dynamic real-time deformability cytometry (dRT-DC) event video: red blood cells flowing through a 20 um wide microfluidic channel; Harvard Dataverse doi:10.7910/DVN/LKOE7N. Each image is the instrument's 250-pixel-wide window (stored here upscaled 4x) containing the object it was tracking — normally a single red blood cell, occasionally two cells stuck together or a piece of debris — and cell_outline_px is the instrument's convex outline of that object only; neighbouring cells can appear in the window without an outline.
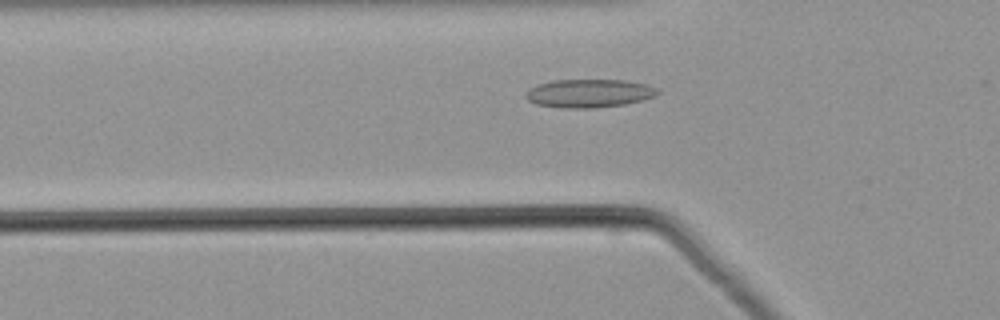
{"species": "common noctule bat (a hibernating species)", "species_latin": "Nyctalus noctula", "temperature_condition": "warm", "stored_images_in_passage": 8, "camera_frame_rate_fps": 3000, "um_per_image_px": 0.085, "animal": {"sex": "male", "body_mass_g": 21.5, "forearm_length_mm": 52.0}, "frame": {"image": 1, "passage_image": 3, "time_ms": 0.667, "image_size_px": [1000, 320], "cell_outline_px": [[660, 92], [652, 96], [640, 100], [624, 104], [596, 108], [568, 108], [536, 104], [528, 100], [524, 96], [524, 92], [528, 88], [536, 84], [552, 80], [624, 80], [648, 84], [656, 88]], "centroid_in_image_um": [50.01, 7.92], "position_along_channel_um": 75.8, "area_um2": 21.79}}
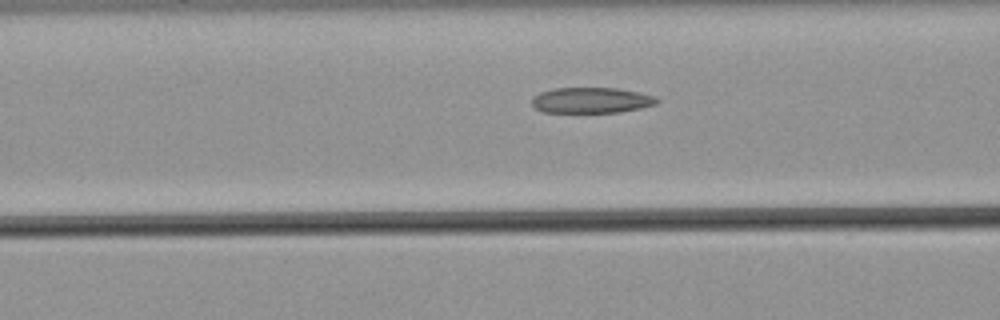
{"frame": {"image": 2, "passage_image": 6, "time_ms": 1.667, "image_size_px": [1000, 320], "cell_outline_px": [[660, 100], [656, 104], [640, 108], [620, 112], [544, 112], [536, 108], [532, 104], [532, 96], [540, 92], [556, 88], [616, 88], [640, 92], [652, 96]], "centroid_in_image_um": [50.25, 8.52], "position_along_channel_um": 116.3, "area_um2": 18.61}}